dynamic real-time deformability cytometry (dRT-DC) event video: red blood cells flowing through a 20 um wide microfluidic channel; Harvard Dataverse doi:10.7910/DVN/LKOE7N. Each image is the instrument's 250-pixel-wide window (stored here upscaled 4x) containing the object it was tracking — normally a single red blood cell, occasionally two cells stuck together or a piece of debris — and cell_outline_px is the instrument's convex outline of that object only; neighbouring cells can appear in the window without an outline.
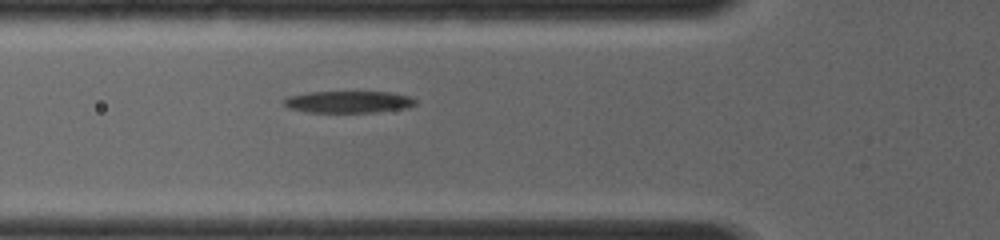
{"species": "common noctule bat (a hibernating species)", "species_latin": "Nyctalus noctula", "temperature_condition": "room temperature", "stored_images_in_passage": 2, "camera_frame_rate_fps": 4000, "um_per_image_px": 0.085, "animal": {"sex": "female", "body_mass_g": 19.0, "forearm_length_mm": 56.7}, "frame": {"image": 1, "passage_image": 2, "time_ms": 0.5, "image_size_px": [1000, 240], "cell_outline_px": [[416, 104], [408, 108], [376, 112], [304, 112], [288, 108], [280, 100], [288, 96], [308, 92], [388, 92], [408, 96], [416, 100]], "centroid_in_image_um": [29.57, 8.66], "position_along_channel_um": 96.2, "area_um2": 16.88}}